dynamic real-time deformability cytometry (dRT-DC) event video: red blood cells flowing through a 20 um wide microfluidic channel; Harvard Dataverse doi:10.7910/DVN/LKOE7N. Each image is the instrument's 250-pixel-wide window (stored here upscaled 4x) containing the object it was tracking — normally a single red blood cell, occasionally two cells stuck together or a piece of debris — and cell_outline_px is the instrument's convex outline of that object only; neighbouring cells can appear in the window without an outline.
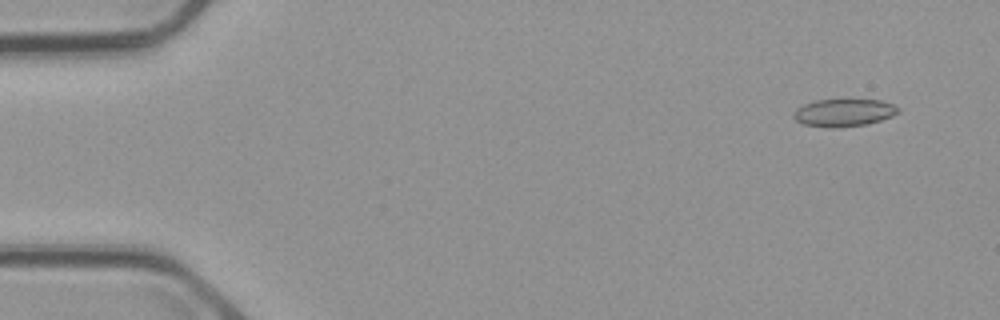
{"species": "common noctule bat (a hibernating species)", "species_latin": "Nyctalus noctula", "temperature_condition": "cold", "stored_images_in_passage": 4, "camera_frame_rate_fps": 3000, "um_per_image_px": 0.085, "animal": {"sex": "male", "body_mass_g": 23.1, "forearm_length_mm": 52.7}, "frame": {"image": 1, "passage_image": 1, "time_ms": 0.0, "image_size_px": [1000, 320], "cell_outline_px": [[900, 112], [892, 116], [868, 124], [832, 128], [804, 124], [796, 120], [792, 116], [792, 112], [796, 108], [804, 104], [816, 100], [880, 100], [892, 104], [900, 108]], "centroid_in_image_um": [71.72, 9.58], "position_along_channel_um": 13.3, "area_um2": 16.76}}
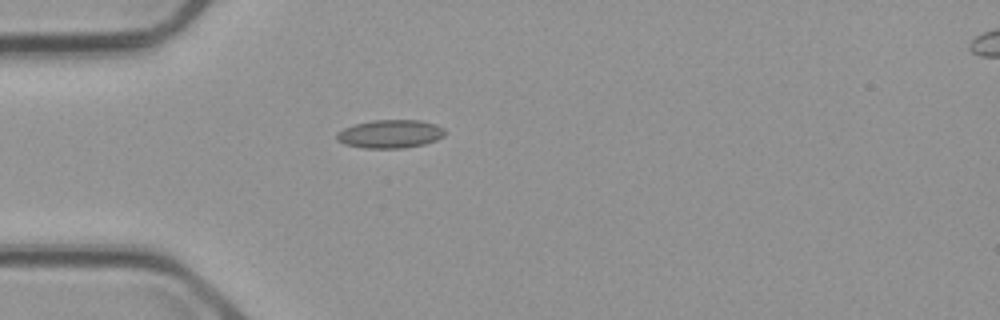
{"frame": {"image": 2, "passage_image": 4, "time_ms": 4.0, "image_size_px": [1000, 320], "cell_outline_px": [[444, 136], [436, 140], [424, 144], [404, 148], [364, 148], [344, 144], [336, 140], [336, 132], [344, 128], [356, 124], [372, 120], [420, 120], [436, 124], [444, 128]], "centroid_in_image_um": [33.15, 11.38], "position_along_channel_um": 51.8, "area_um2": 17.92}}